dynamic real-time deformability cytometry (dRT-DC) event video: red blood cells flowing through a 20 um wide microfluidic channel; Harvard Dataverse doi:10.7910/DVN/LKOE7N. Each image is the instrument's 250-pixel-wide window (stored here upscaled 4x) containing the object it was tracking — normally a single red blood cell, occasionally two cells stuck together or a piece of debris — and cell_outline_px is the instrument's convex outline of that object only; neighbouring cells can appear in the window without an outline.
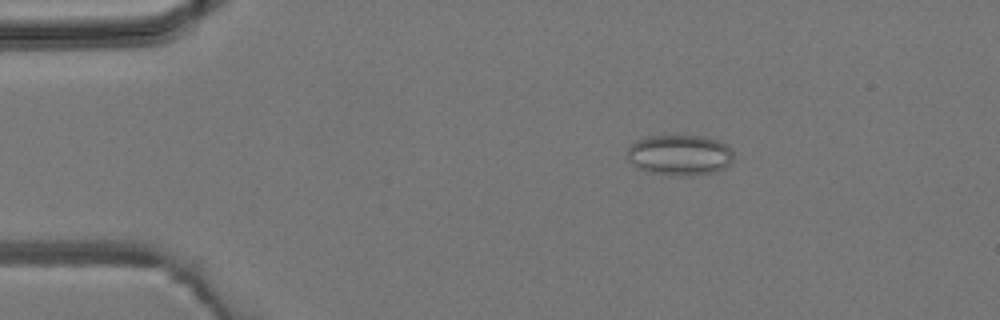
{"species": "common noctule bat (a hibernating species)", "species_latin": "Nyctalus noctula", "temperature_condition": "room temperature", "stored_images_in_passage": 4, "camera_frame_rate_fps": 3000, "um_per_image_px": 0.085, "animal": {"sex": "male", "body_mass_g": 19.2, "forearm_length_mm": 51.8}, "frame": {"image": 1, "passage_image": 2, "time_ms": 1.0, "image_size_px": [1000, 320], "cell_outline_px": [[732, 160], [724, 168], [716, 172], [688, 176], [676, 176], [648, 172], [636, 168], [628, 160], [628, 148], [636, 140], [652, 136], [704, 136], [728, 144], [732, 152]], "centroid_in_image_um": [57.77, 13.19], "position_along_channel_um": 27.2, "area_um2": 25.26}}